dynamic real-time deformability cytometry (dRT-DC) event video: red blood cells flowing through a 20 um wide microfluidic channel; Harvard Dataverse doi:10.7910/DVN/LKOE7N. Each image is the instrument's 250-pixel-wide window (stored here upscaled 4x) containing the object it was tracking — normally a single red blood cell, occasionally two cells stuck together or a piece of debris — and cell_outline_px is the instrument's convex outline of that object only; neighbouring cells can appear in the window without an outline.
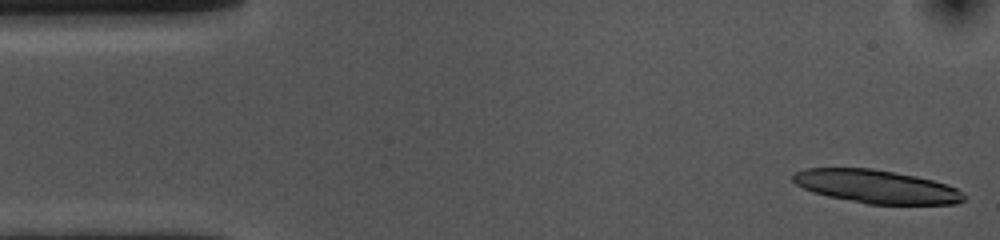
{"species": "common noctule bat (a hibernating species)", "species_latin": "Nyctalus noctula", "temperature_condition": "cold", "stored_images_in_passage": 54, "camera_frame_rate_fps": 3000, "um_per_image_px": 0.085, "animal": {"sex": "female", "body_mass_g": 10.0, "forearm_length_mm": 53.1}, "frame": {"image": 1, "passage_image": 1, "time_ms": 0.0, "image_size_px": [1000, 240], "cell_outline_px": [[964, 200], [956, 204], [868, 204], [828, 196], [812, 192], [796, 184], [792, 180], [792, 176], [796, 172], [804, 168], [872, 168], [916, 176], [948, 184], [956, 188], [964, 196]], "centroid_in_image_um": [74.48, 15.85], "position_along_channel_um": 10.5, "area_um2": 33.06}}
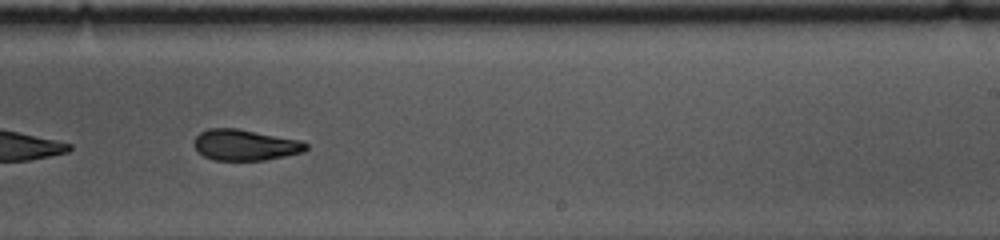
{"frame": {"image": 2, "passage_image": 32, "time_ms": 10.333, "image_size_px": [1000, 240], "cell_outline_px": [[308, 148], [304, 152], [264, 160], [212, 160], [204, 156], [192, 144], [196, 136], [200, 132], [208, 128], [236, 128], [300, 140], [308, 144]], "centroid_in_image_um": [20.82, 12.32], "position_along_channel_um": 268.2, "area_um2": 20.17}}
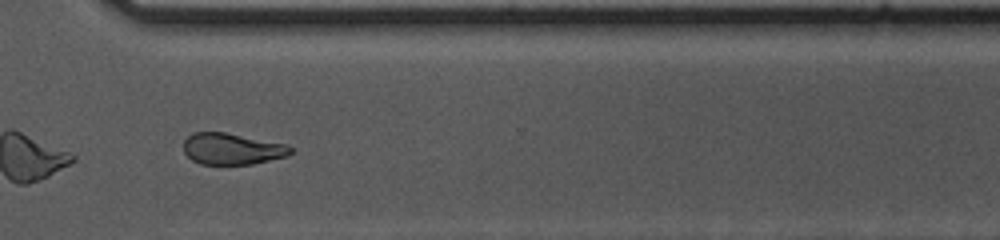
{"frame": {"image": 3, "passage_image": 39, "time_ms": 12.667, "image_size_px": [1000, 240], "cell_outline_px": [[292, 152], [288, 156], [252, 164], [200, 164], [192, 160], [184, 152], [184, 140], [192, 132], [224, 132], [288, 144], [292, 148]], "centroid_in_image_um": [19.73, 12.65], "position_along_channel_um": 350.9, "area_um2": 19.65}, "authors_computed_cell_mechanics": {"area_um2": 21.6461, "velocity_mm_per_s": 3.5445, "shape_relaxation_time_tau1_ms": 9.4325, "shape_relaxation_time_tau2_ms": 4.4794, "deformation_change_tau1": 0.2169, "deformation_change_tau2": 0.1178}}